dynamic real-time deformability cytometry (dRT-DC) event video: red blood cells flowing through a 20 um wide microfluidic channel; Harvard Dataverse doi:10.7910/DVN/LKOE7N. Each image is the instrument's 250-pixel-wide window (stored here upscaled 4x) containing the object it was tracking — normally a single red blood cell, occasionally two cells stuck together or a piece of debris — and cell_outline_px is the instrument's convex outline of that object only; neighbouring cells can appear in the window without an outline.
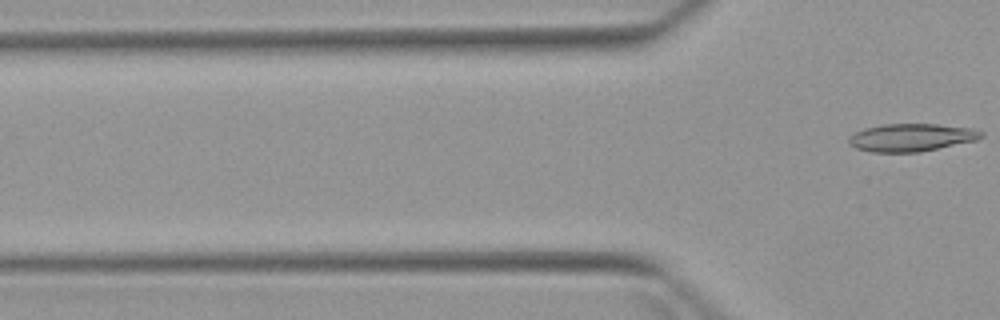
{"species": "Egyptian fruit bat (a non-hibernating species)", "species_latin": "Rousettus aegyptiacus", "temperature_condition": "warm", "stored_images_in_passage": 2, "camera_frame_rate_fps": 3000, "um_per_image_px": 0.085, "animal": {"sex": "female"}, "frame": {"image": 1, "passage_image": 2, "time_ms": 1.333, "image_size_px": [1000, 320], "cell_outline_px": [[984, 136], [976, 140], [920, 152], [872, 152], [856, 148], [848, 144], [848, 140], [856, 132], [864, 128], [884, 124], [936, 124], [972, 128], [984, 132]], "centroid_in_image_um": [77.48, 11.68], "position_along_channel_um": 48.3, "area_um2": 21.33}}